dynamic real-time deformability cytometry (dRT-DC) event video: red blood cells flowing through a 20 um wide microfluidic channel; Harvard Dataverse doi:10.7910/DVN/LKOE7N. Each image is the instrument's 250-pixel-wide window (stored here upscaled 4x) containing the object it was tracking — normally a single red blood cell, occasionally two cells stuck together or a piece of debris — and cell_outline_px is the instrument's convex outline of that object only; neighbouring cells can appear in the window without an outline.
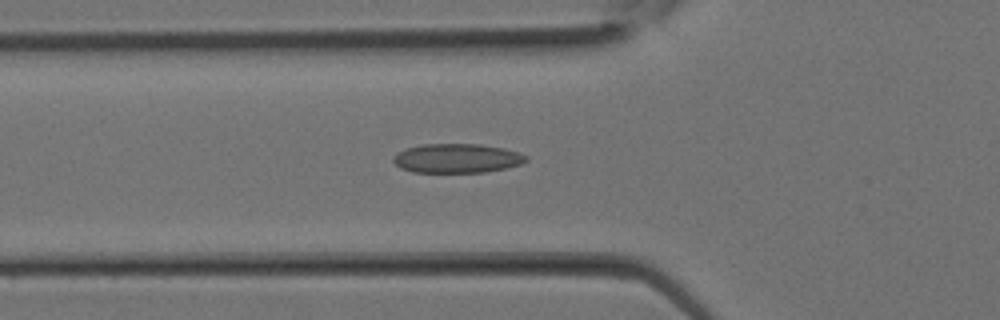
{"species": "Egyptian fruit bat (a non-hibernating species)", "species_latin": "Rousettus aegyptiacus", "temperature_condition": "room temperature", "stored_images_in_passage": 15, "camera_frame_rate_fps": 3000, "um_per_image_px": 0.085, "animal": {"sex": "female"}, "frame": {"image": 1, "passage_image": 6, "time_ms": 1.667, "image_size_px": [1000, 320], "cell_outline_px": [[528, 160], [520, 164], [504, 168], [484, 172], [412, 172], [400, 168], [392, 160], [392, 156], [396, 152], [404, 148], [420, 144], [480, 144], [504, 148], [520, 152], [528, 156]], "centroid_in_image_um": [38.8, 13.44], "position_along_channel_um": 87.0, "area_um2": 22.83}}
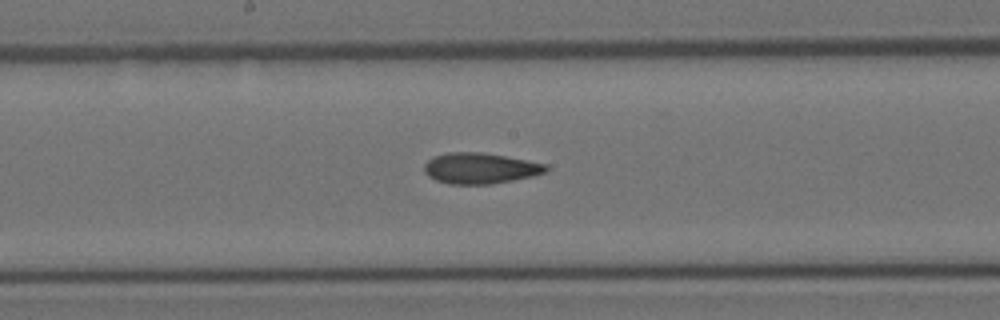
{"frame": {"image": 2, "passage_image": 11, "time_ms": 3.333, "image_size_px": [1000, 320], "cell_outline_px": [[548, 168], [544, 172], [532, 176], [492, 184], [448, 184], [436, 180], [428, 176], [424, 172], [424, 164], [428, 160], [436, 156], [448, 152], [480, 152], [504, 156], [548, 164]], "centroid_in_image_um": [40.79, 14.3], "position_along_channel_um": 207.4, "area_um2": 21.73}}
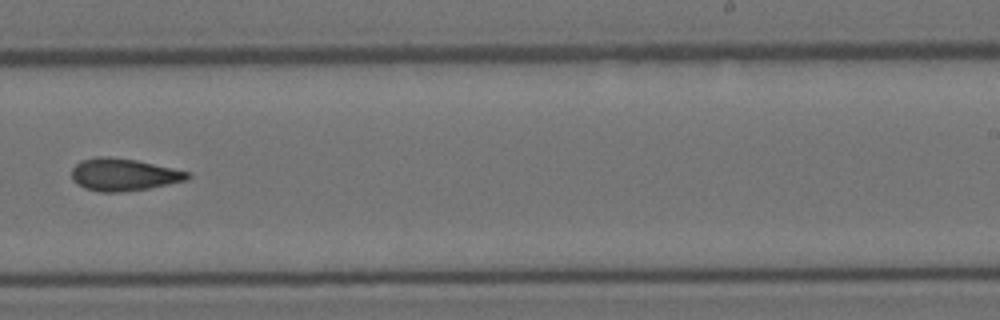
{"frame": {"image": 3, "passage_image": 14, "time_ms": 4.333, "image_size_px": [1000, 320], "cell_outline_px": [[192, 176], [184, 180], [168, 184], [148, 188], [124, 192], [100, 192], [84, 188], [76, 184], [72, 180], [72, 168], [80, 160], [96, 156], [104, 156], [136, 160], [172, 168], [188, 172]], "centroid_in_image_um": [10.44, 14.84], "position_along_channel_um": 278.6, "area_um2": 21.79}}